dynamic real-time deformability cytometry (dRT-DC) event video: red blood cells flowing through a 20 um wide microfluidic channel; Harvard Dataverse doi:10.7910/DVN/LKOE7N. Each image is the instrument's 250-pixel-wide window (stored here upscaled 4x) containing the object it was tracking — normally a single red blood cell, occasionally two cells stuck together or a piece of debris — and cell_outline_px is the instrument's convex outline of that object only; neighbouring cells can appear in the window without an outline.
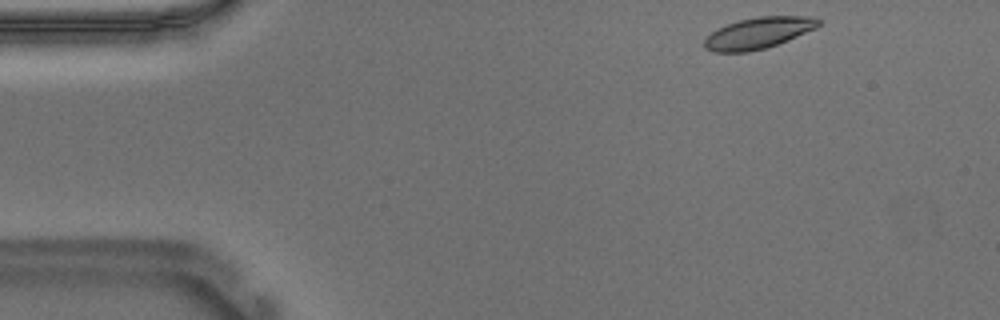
{"species": "Egyptian fruit bat (a non-hibernating species)", "species_latin": "Rousettus aegyptiacus", "temperature_condition": "warm", "stored_images_in_passage": 49, "camera_frame_rate_fps": 3000, "um_per_image_px": 0.085, "animal": {"sex": "male"}, "frame": {"image": 1, "passage_image": 1, "time_ms": 0.0, "image_size_px": [1000, 320], "cell_outline_px": [[820, 24], [816, 28], [788, 40], [764, 48], [748, 52], [712, 52], [704, 48], [704, 40], [712, 32], [728, 24], [740, 20], [756, 16], [812, 16], [820, 20]], "centroid_in_image_um": [64.47, 2.8], "position_along_channel_um": 20.5, "area_um2": 20.63}}
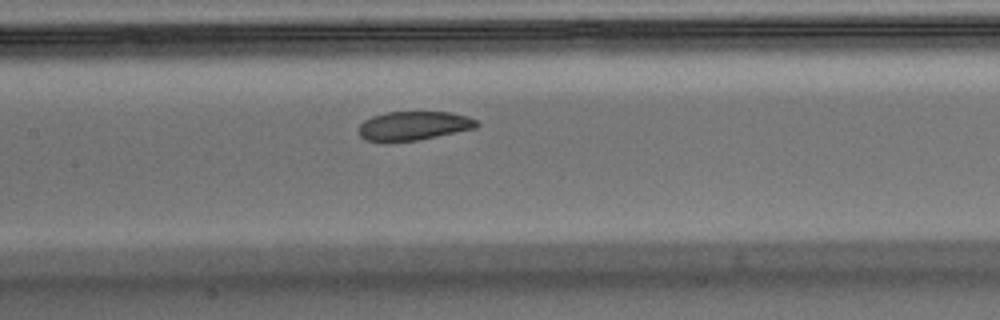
{"frame": {"image": 2, "passage_image": 20, "time_ms": 6.333, "image_size_px": [1000, 320], "cell_outline_px": [[480, 124], [476, 128], [416, 140], [384, 144], [364, 140], [360, 136], [360, 124], [364, 120], [372, 116], [384, 112], [448, 112], [468, 116], [480, 120]], "centroid_in_image_um": [35.13, 10.71], "position_along_channel_um": 172.3, "area_um2": 20.35}}
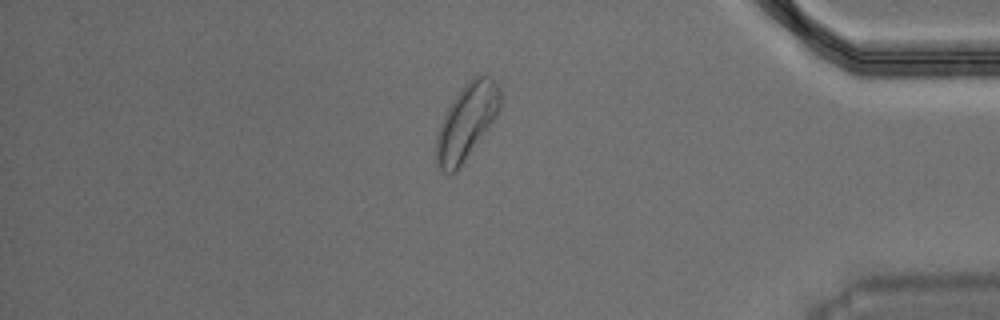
{"frame": {"image": 3, "passage_image": 41, "time_ms": 13.333, "image_size_px": [1000, 320], "cell_outline_px": [[500, 108], [496, 116], [488, 128], [456, 172], [444, 172], [440, 168], [436, 160], [436, 136], [440, 124], [452, 100], [468, 80], [484, 72], [496, 80], [500, 84]], "centroid_in_image_um": [39.68, 10.28], "position_along_channel_um": 395.5, "area_um2": 27.92}, "authors_computed_cell_mechanics": {"area_um2": 21.2704, "velocity_mm_per_s": 3.6522, "shape_relaxation_time_tau1_ms": 3.3893, "shape_relaxation_time_tau2_ms": 3.436, "deformation_change_tau1": 0.1013, "deformation_change_tau2": 0.0865}}